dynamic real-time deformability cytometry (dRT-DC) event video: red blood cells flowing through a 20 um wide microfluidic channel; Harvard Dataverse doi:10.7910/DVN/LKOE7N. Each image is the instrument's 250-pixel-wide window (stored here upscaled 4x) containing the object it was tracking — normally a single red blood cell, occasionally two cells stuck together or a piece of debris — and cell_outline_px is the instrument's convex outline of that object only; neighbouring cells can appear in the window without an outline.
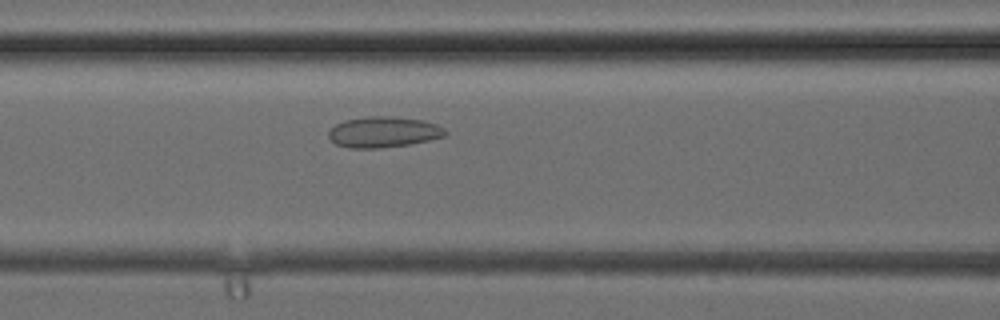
{"species": "common noctule bat (a hibernating species)", "species_latin": "Nyctalus noctula", "temperature_condition": "cold", "stored_images_in_passage": 36, "camera_frame_rate_fps": 3000, "um_per_image_px": 0.085, "animal": {"sex": "female", "body_mass_g": 24.6, "forearm_length_mm": 56.2}, "frame": {"image": 1, "passage_image": 14, "time_ms": 4.333, "image_size_px": [1000, 320], "cell_outline_px": [[448, 132], [444, 136], [412, 144], [380, 148], [348, 148], [336, 144], [328, 136], [328, 132], [336, 124], [344, 120], [368, 116], [392, 116], [424, 120], [436, 124], [444, 128]], "centroid_in_image_um": [32.6, 11.22], "position_along_channel_um": 134.0, "area_um2": 21.04}}
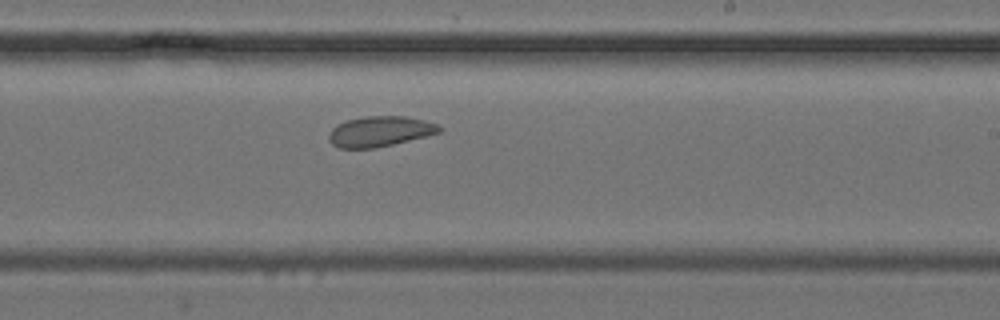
{"frame": {"image": 2, "passage_image": 21, "time_ms": 6.667, "image_size_px": [1000, 320], "cell_outline_px": [[440, 132], [392, 144], [372, 148], [336, 148], [328, 140], [328, 136], [332, 128], [336, 124], [348, 120], [364, 116], [404, 116], [424, 120], [436, 124], [440, 128]], "centroid_in_image_um": [32.22, 11.17], "position_along_channel_um": 256.8, "area_um2": 19.31}}
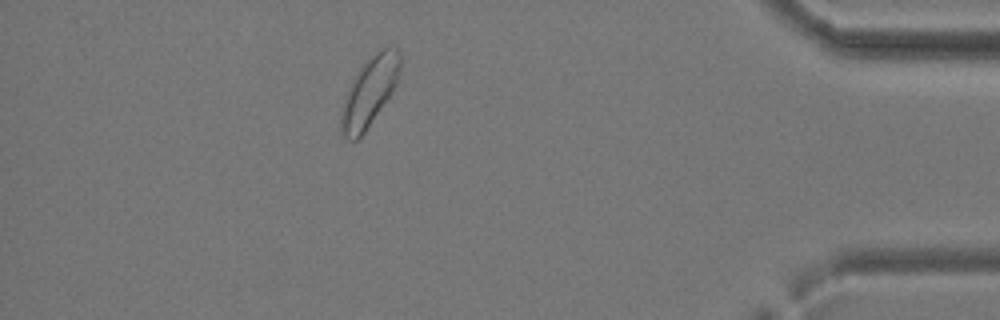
{"frame": {"image": 3, "passage_image": 32, "time_ms": 10.333, "image_size_px": [1000, 320], "cell_outline_px": [[400, 72], [396, 84], [392, 92], [360, 140], [348, 140], [340, 132], [340, 108], [352, 80], [360, 68], [376, 52], [388, 44], [396, 48], [400, 52]], "centroid_in_image_um": [31.39, 7.83], "position_along_channel_um": 403.8, "area_um2": 23.99}}